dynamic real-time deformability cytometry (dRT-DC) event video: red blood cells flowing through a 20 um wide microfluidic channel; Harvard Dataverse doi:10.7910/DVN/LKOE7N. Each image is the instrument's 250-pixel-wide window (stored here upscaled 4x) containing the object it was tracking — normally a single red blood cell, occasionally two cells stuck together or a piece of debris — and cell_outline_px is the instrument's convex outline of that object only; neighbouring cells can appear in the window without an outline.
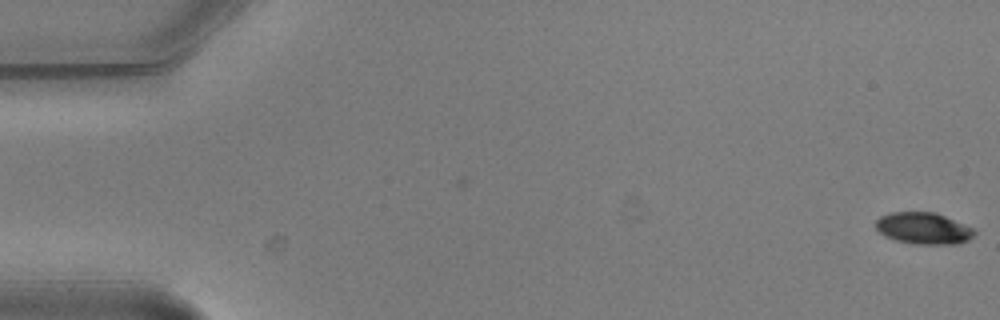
{"species": "common noctule bat (a hibernating species)", "species_latin": "Nyctalus noctula", "temperature_condition": "warm", "stored_images_in_passage": 2, "camera_frame_rate_fps": 3000, "um_per_image_px": 0.085, "animal": {"sex": "male", "body_mass_g": 20.5, "forearm_length_mm": 52.5}, "frame": {"image": 1, "passage_image": 2, "time_ms": 0.333, "image_size_px": [1000, 320], "cell_outline_px": [[976, 232], [968, 240], [956, 244], [916, 244], [896, 240], [884, 236], [876, 228], [876, 220], [880, 216], [892, 212], [936, 212], [972, 228]], "centroid_in_image_um": [78.47, 19.4], "position_along_channel_um": 6.5, "area_um2": 18.03}}